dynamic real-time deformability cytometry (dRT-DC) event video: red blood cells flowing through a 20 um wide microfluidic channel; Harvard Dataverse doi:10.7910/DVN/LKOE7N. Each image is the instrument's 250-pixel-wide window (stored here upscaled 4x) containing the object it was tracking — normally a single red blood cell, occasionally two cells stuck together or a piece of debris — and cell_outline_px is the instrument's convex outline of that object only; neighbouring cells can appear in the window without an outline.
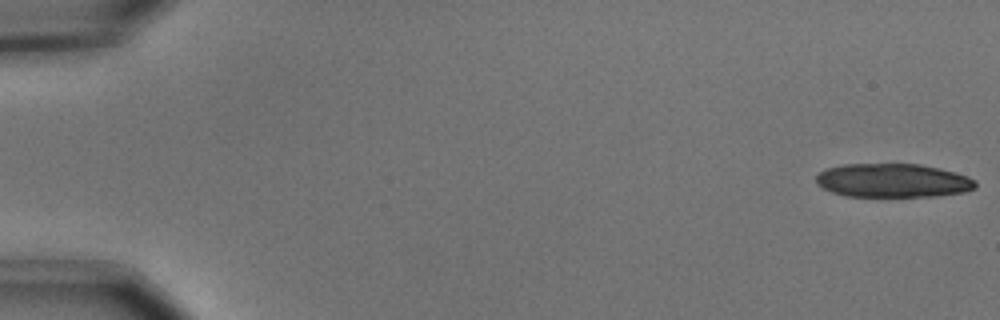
{"species": "common noctule bat (a hibernating species)", "species_latin": "Nyctalus noctula", "temperature_condition": "cold", "stored_images_in_passage": 20, "camera_frame_rate_fps": 3000, "um_per_image_px": 0.085, "animal": {"sex": "male", "body_mass_g": 15.6}, "frame": {"image": 1, "passage_image": 1, "time_ms": 0.0, "image_size_px": [1000, 320], "cell_outline_px": [[976, 188], [964, 192], [936, 196], [844, 196], [820, 188], [816, 184], [816, 176], [820, 172], [828, 168], [844, 164], [920, 164], [940, 168], [968, 176], [976, 180]], "centroid_in_image_um": [75.89, 15.34], "position_along_channel_um": 9.1, "area_um2": 31.5}}